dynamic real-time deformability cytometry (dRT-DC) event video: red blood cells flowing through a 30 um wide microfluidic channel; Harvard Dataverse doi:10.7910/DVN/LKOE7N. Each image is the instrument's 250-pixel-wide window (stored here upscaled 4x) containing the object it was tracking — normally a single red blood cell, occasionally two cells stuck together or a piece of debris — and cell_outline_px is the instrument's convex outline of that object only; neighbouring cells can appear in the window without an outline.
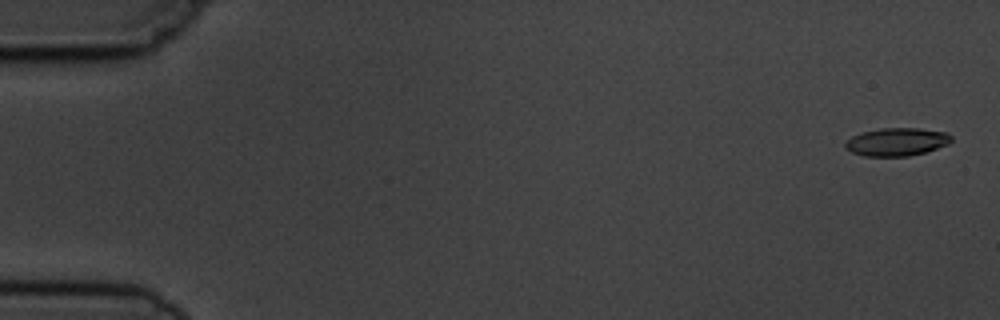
{"species": "common noctule bat (a hibernating species)", "species_latin": "Nyctalus noctula", "temperature_condition": "cold", "stored_images_in_passage": 7, "camera_frame_rate_fps": 3000, "um_per_image_px": 0.085, "animal": {"sex": "male", "body_mass_g": 19.5, "forearm_length_mm": 54.6}, "frame": {"image": 1, "passage_image": 1, "time_ms": 0.0, "image_size_px": [1000, 320], "cell_outline_px": [[952, 140], [948, 144], [924, 152], [908, 156], [864, 156], [852, 152], [844, 148], [844, 144], [852, 136], [860, 132], [880, 128], [920, 128], [948, 132], [952, 136]], "centroid_in_image_um": [76.22, 12.04], "position_along_channel_um": 8.8, "area_um2": 17.4}}
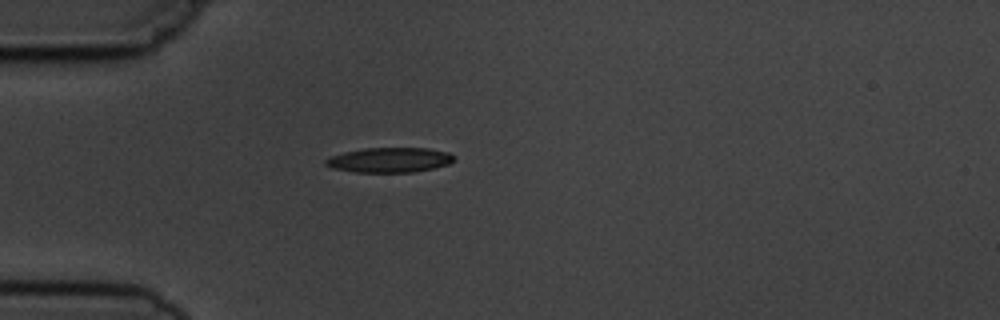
{"frame": {"image": 2, "passage_image": 5, "time_ms": 4.667, "image_size_px": [1000, 320], "cell_outline_px": [[456, 156], [448, 164], [432, 168], [412, 172], [356, 172], [332, 168], [324, 164], [324, 160], [332, 156], [344, 152], [364, 148], [428, 148], [448, 152]], "centroid_in_image_um": [33.1, 13.59], "position_along_channel_um": 51.9, "area_um2": 18.5}}
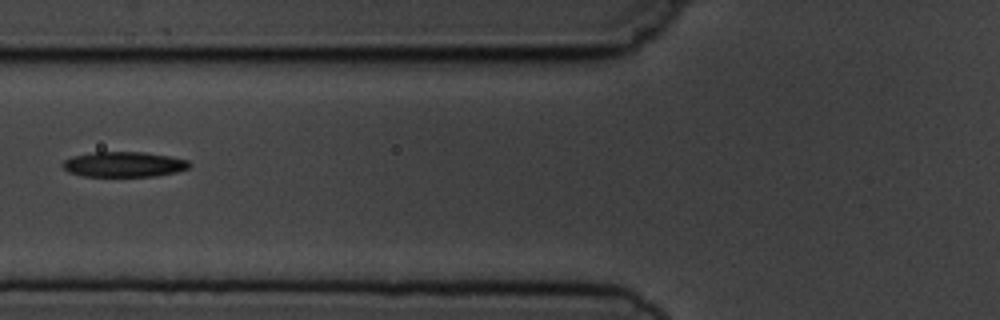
{"frame": {"image": 3, "passage_image": 7, "time_ms": 6.667, "image_size_px": [1000, 320], "cell_outline_px": [[192, 164], [188, 168], [176, 172], [156, 176], [84, 176], [68, 172], [60, 164], [64, 160], [72, 156], [92, 152], [144, 152], [168, 156], [188, 160]], "centroid_in_image_um": [10.51, 13.97], "position_along_channel_um": 115.3, "area_um2": 18.67}}